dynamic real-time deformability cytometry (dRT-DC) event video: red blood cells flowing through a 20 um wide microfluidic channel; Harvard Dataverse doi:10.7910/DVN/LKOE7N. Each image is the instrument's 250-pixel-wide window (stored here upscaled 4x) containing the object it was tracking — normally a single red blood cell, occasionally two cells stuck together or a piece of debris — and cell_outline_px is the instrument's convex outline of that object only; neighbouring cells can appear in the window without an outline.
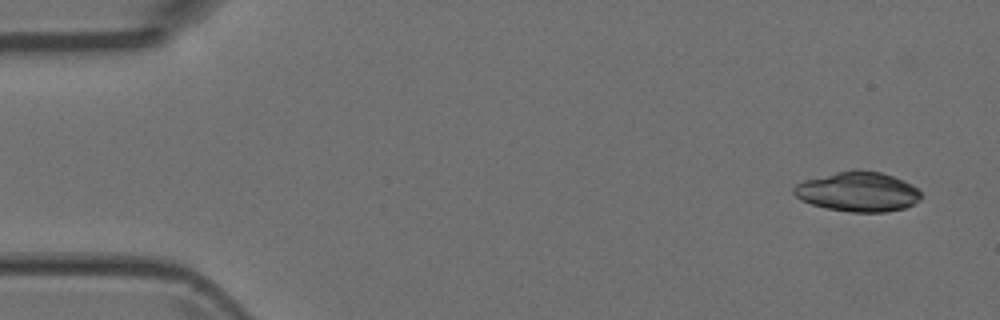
{"species": "Egyptian fruit bat (a non-hibernating species)", "species_latin": "Rousettus aegyptiacus", "temperature_condition": "room temperature", "stored_images_in_passage": 7, "camera_frame_rate_fps": 3000, "um_per_image_px": 0.085, "animal": {"sex": "female"}, "frame": {"image": 1, "passage_image": 1, "time_ms": 0.0, "image_size_px": [1000, 320], "cell_outline_px": [[920, 200], [916, 204], [904, 208], [884, 212], [848, 212], [828, 208], [812, 204], [800, 200], [792, 192], [792, 188], [796, 184], [804, 180], [852, 168], [856, 168], [880, 172], [892, 176], [912, 184], [920, 192]], "centroid_in_image_um": [72.91, 16.29], "position_along_channel_um": 12.1, "area_um2": 29.65}}
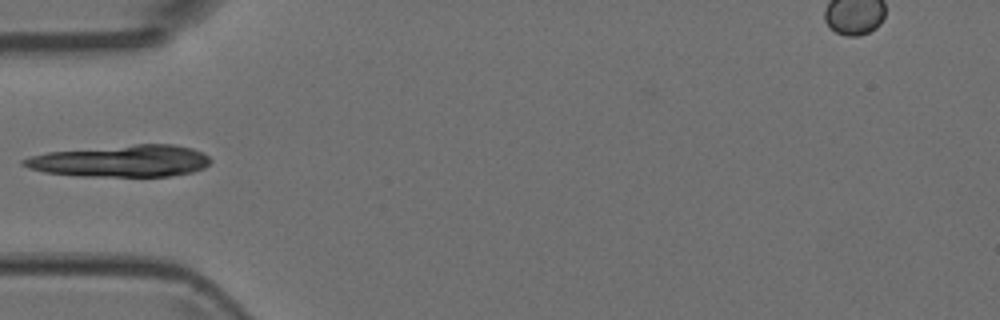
{"frame": {"image": 2, "passage_image": 5, "time_ms": 1.333, "image_size_px": [1000, 320], "cell_outline_px": [[212, 160], [204, 168], [192, 172], [172, 176], [80, 176], [44, 172], [28, 168], [20, 164], [20, 160], [32, 156], [48, 152], [136, 144], [172, 144], [192, 148], [204, 152]], "centroid_in_image_um": [10.31, 13.68], "position_along_channel_um": 74.7, "area_um2": 34.68}}
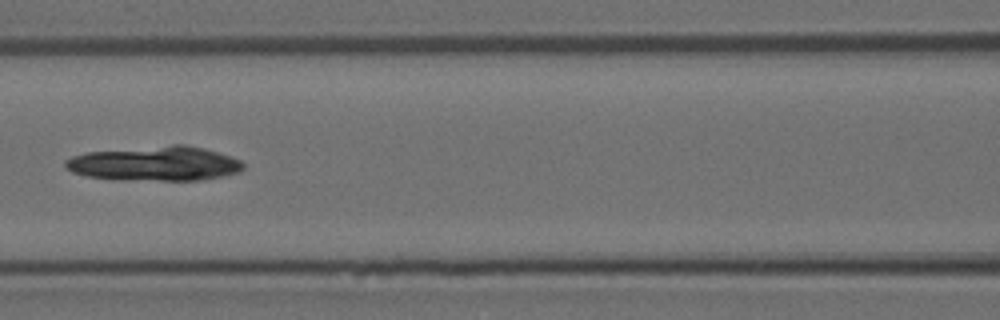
{"frame": {"image": 3, "passage_image": 7, "time_ms": 2.0, "image_size_px": [1000, 320], "cell_outline_px": [[244, 168], [240, 172], [200, 180], [160, 180], [88, 176], [72, 172], [64, 168], [64, 160], [72, 156], [88, 152], [172, 144], [184, 144], [204, 148], [240, 160], [244, 164]], "centroid_in_image_um": [13.19, 13.88], "position_along_channel_um": 153.4, "area_um2": 35.26}}